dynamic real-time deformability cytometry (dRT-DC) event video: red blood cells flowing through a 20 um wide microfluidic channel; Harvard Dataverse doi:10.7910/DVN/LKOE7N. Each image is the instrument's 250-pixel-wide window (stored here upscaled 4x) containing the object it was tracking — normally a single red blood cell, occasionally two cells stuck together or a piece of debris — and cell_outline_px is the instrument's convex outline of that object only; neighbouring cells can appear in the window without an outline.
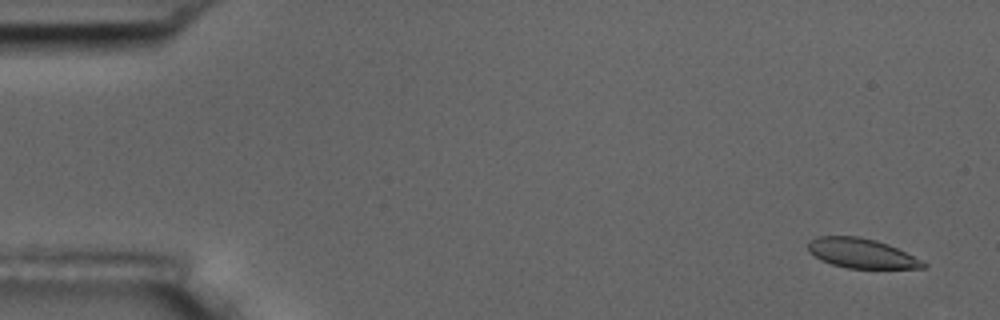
{"species": "common noctule bat (a hibernating species)", "species_latin": "Nyctalus noctula", "temperature_condition": "room temperature", "stored_images_in_passage": 15, "camera_frame_rate_fps": 3000, "um_per_image_px": 0.085, "animal": {"sex": "male", "body_mass_g": 17.5, "forearm_length_mm": 52.3}, "frame": {"image": 1, "passage_image": 1, "time_ms": 0.0, "image_size_px": [1000, 320], "cell_outline_px": [[928, 264], [924, 268], [848, 268], [832, 264], [820, 260], [808, 252], [808, 240], [816, 236], [860, 236], [876, 240], [888, 244]], "centroid_in_image_um": [73.15, 21.52], "position_along_channel_um": 11.8, "area_um2": 19.83}}
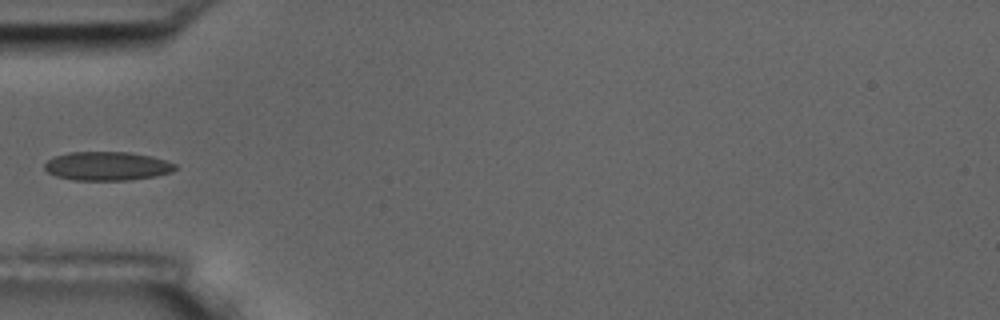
{"frame": {"image": 2, "passage_image": 5, "time_ms": 5.333, "image_size_px": [1000, 320], "cell_outline_px": [[176, 168], [172, 172], [156, 176], [128, 180], [72, 180], [56, 176], [48, 172], [44, 168], [44, 164], [48, 160], [56, 156], [68, 152], [128, 152], [152, 156], [176, 164]], "centroid_in_image_um": [9.1, 14.12], "position_along_channel_um": 75.9, "area_um2": 21.91}}
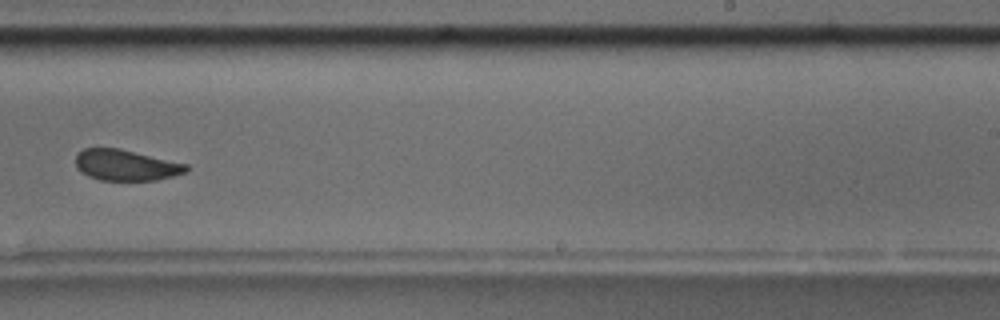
{"frame": {"image": 3, "passage_image": 10, "time_ms": 11.0, "image_size_px": [1000, 320], "cell_outline_px": [[188, 172], [156, 180], [100, 180], [88, 176], [80, 172], [76, 168], [76, 156], [84, 148], [120, 148], [188, 164]], "centroid_in_image_um": [10.7, 14.04], "position_along_channel_um": 278.3, "area_um2": 20.0}, "authors_computed_cell_mechanics": {"area_um2": 20.8658, "velocity_mm_per_s": 3.5848, "shape_relaxation_time_tau1_ms": 9.4799, "shape_relaxation_time_tau2_ms": 2.103, "deformation_change_tau1": 0.1519, "deformation_change_tau2": 0.0733}}